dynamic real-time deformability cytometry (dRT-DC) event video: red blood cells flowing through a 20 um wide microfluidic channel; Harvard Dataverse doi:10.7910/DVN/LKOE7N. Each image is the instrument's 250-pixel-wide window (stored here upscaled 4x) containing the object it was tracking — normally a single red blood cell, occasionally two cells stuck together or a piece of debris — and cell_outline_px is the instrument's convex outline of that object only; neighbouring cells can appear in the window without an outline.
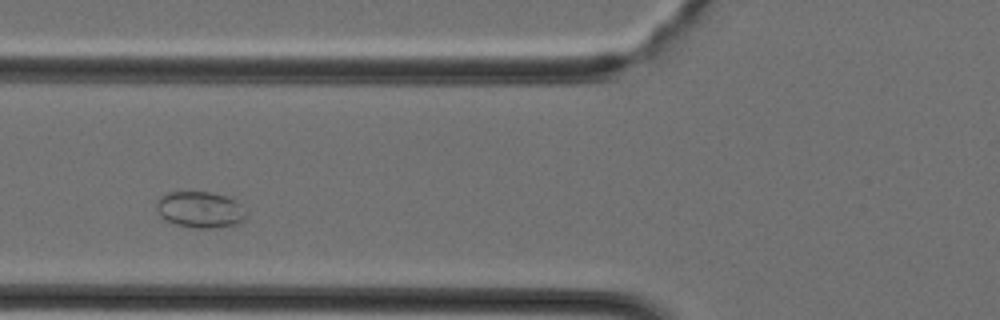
{"species": "Egyptian fruit bat (a non-hibernating species)", "species_latin": "Rousettus aegyptiacus", "temperature_condition": "cold", "stored_images_in_passage": 28, "camera_frame_rate_fps": 3000, "um_per_image_px": 0.085, "animal": {"sex": "female"}, "frame": {"image": 1, "passage_image": 4, "time_ms": 1.0, "image_size_px": [1000, 320], "cell_outline_px": [[244, 220], [236, 224], [208, 228], [196, 228], [176, 224], [160, 216], [156, 208], [156, 200], [160, 196], [168, 192], [212, 192], [228, 196], [236, 200], [240, 204], [244, 216]], "centroid_in_image_um": [16.97, 17.8], "position_along_channel_um": 108.8, "area_um2": 18.79}}
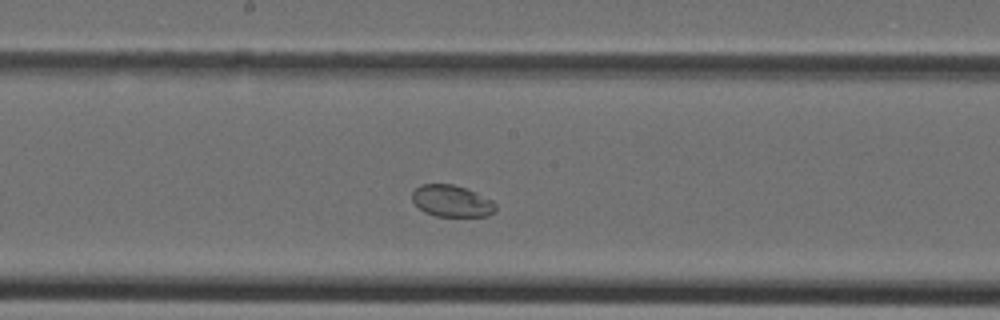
{"frame": {"image": 2, "passage_image": 10, "time_ms": 3.0, "image_size_px": [1000, 320], "cell_outline_px": [[496, 212], [488, 216], [436, 216], [424, 212], [412, 200], [412, 192], [420, 184], [452, 184], [476, 192], [492, 200], [496, 204]], "centroid_in_image_um": [38.41, 17.09], "position_along_channel_um": 209.8, "area_um2": 15.43}}
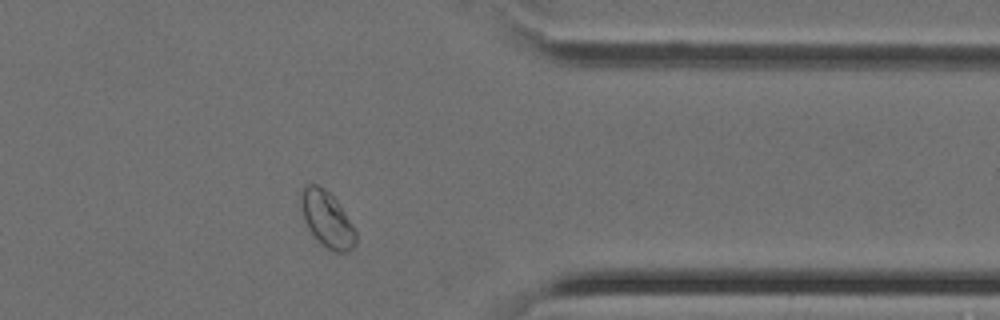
{"frame": {"image": 3, "passage_image": 21, "time_ms": 6.667, "image_size_px": [1000, 320], "cell_outline_px": [[356, 244], [348, 252], [332, 252], [308, 228], [304, 220], [300, 208], [300, 192], [304, 184], [316, 184], [324, 188], [336, 200], [352, 224], [356, 232]], "centroid_in_image_um": [27.77, 18.6], "position_along_channel_um": 383.6, "area_um2": 17.69}}